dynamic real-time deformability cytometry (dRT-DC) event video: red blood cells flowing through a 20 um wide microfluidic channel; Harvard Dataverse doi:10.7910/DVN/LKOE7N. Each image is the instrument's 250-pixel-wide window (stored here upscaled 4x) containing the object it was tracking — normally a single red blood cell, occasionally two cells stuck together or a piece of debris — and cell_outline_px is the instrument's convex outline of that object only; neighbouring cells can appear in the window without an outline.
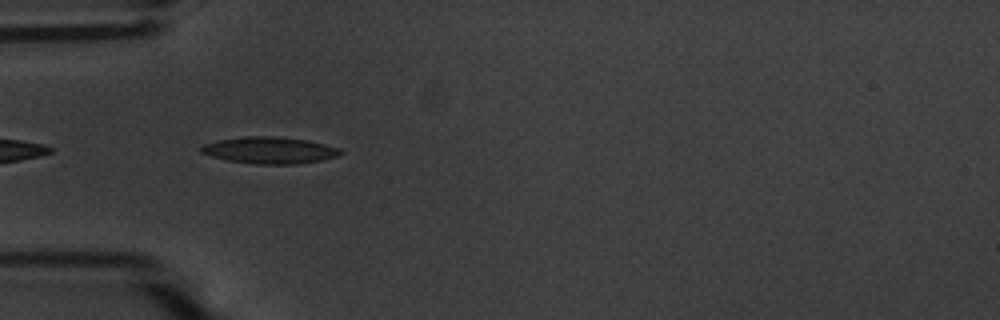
{"species": "common noctule bat (a hibernating species)", "species_latin": "Nyctalus noctula", "temperature_condition": "warm", "stored_images_in_passage": 7, "camera_frame_rate_fps": 3000, "um_per_image_px": 0.085, "animal": {"sex": "male", "body_mass_g": 20.1, "forearm_length_mm": 53.5}, "frame": {"image": 1, "passage_image": 2, "time_ms": 0.333, "image_size_px": [1000, 320], "cell_outline_px": [[344, 152], [340, 156], [320, 160], [296, 164], [252, 164], [228, 160], [212, 156], [200, 152], [200, 148], [204, 144], [220, 140], [248, 136], [276, 136], [308, 140], [340, 148]], "centroid_in_image_um": [22.96, 12.77], "position_along_channel_um": 62.0, "area_um2": 21.62}}